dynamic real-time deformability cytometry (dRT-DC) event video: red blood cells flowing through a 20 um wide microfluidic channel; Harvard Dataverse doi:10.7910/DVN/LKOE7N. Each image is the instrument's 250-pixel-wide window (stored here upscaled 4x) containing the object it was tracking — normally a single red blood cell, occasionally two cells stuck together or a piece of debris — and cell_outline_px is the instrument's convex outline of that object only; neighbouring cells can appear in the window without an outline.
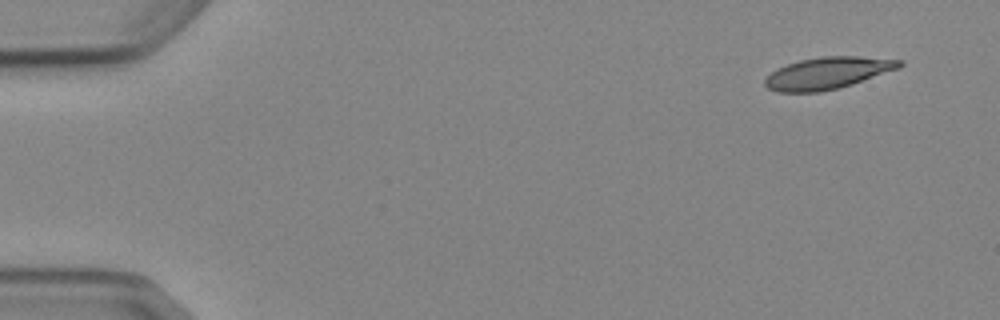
{"species": "Egyptian fruit bat (a non-hibernating species)", "species_latin": "Rousettus aegyptiacus", "temperature_condition": "cold", "stored_images_in_passage": 5, "camera_frame_rate_fps": 3000, "um_per_image_px": 0.085, "animal": {"sex": "female"}, "frame": {"image": 1, "passage_image": 1, "time_ms": 0.0, "image_size_px": [1000, 320], "cell_outline_px": [[904, 64], [900, 68], [840, 88], [820, 92], [780, 92], [768, 88], [764, 84], [764, 80], [776, 68], [800, 60], [824, 56], [860, 56], [904, 60]], "centroid_in_image_um": [70.38, 6.21], "position_along_channel_um": 14.6, "area_um2": 25.03}}
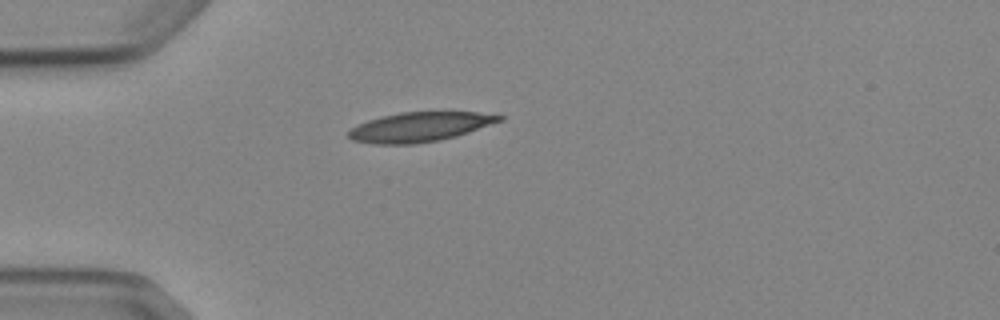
{"frame": {"image": 2, "passage_image": 4, "time_ms": 3.667, "image_size_px": [1000, 320], "cell_outline_px": [[504, 120], [456, 136], [416, 144], [376, 144], [352, 140], [348, 136], [348, 132], [352, 128], [368, 120], [380, 116], [400, 112], [476, 112], [504, 116]], "centroid_in_image_um": [35.68, 10.78], "position_along_channel_um": 49.3, "area_um2": 25.72}}